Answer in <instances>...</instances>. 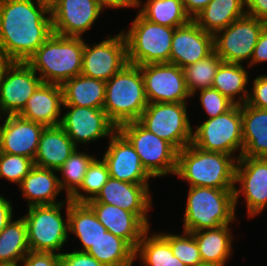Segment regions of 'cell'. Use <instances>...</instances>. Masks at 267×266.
Segmentation results:
<instances>
[{
	"label": "cell",
	"instance_id": "cell-9",
	"mask_svg": "<svg viewBox=\"0 0 267 266\" xmlns=\"http://www.w3.org/2000/svg\"><path fill=\"white\" fill-rule=\"evenodd\" d=\"M192 144L201 150L235 156L243 152L241 105L234 104L228 111L210 118L195 127Z\"/></svg>",
	"mask_w": 267,
	"mask_h": 266
},
{
	"label": "cell",
	"instance_id": "cell-50",
	"mask_svg": "<svg viewBox=\"0 0 267 266\" xmlns=\"http://www.w3.org/2000/svg\"><path fill=\"white\" fill-rule=\"evenodd\" d=\"M13 61L8 57L5 50L0 46V78L4 75L7 67L12 63Z\"/></svg>",
	"mask_w": 267,
	"mask_h": 266
},
{
	"label": "cell",
	"instance_id": "cell-24",
	"mask_svg": "<svg viewBox=\"0 0 267 266\" xmlns=\"http://www.w3.org/2000/svg\"><path fill=\"white\" fill-rule=\"evenodd\" d=\"M78 147L60 126L44 128L34 158V165L58 171Z\"/></svg>",
	"mask_w": 267,
	"mask_h": 266
},
{
	"label": "cell",
	"instance_id": "cell-46",
	"mask_svg": "<svg viewBox=\"0 0 267 266\" xmlns=\"http://www.w3.org/2000/svg\"><path fill=\"white\" fill-rule=\"evenodd\" d=\"M246 14L267 22V0H244Z\"/></svg>",
	"mask_w": 267,
	"mask_h": 266
},
{
	"label": "cell",
	"instance_id": "cell-18",
	"mask_svg": "<svg viewBox=\"0 0 267 266\" xmlns=\"http://www.w3.org/2000/svg\"><path fill=\"white\" fill-rule=\"evenodd\" d=\"M102 159L109 176L133 184H149L153 178L143 167L139 155L130 142L117 130L111 137Z\"/></svg>",
	"mask_w": 267,
	"mask_h": 266
},
{
	"label": "cell",
	"instance_id": "cell-8",
	"mask_svg": "<svg viewBox=\"0 0 267 266\" xmlns=\"http://www.w3.org/2000/svg\"><path fill=\"white\" fill-rule=\"evenodd\" d=\"M117 130L133 146L153 178L175 175L178 150L171 143L148 131L138 121L125 123Z\"/></svg>",
	"mask_w": 267,
	"mask_h": 266
},
{
	"label": "cell",
	"instance_id": "cell-26",
	"mask_svg": "<svg viewBox=\"0 0 267 266\" xmlns=\"http://www.w3.org/2000/svg\"><path fill=\"white\" fill-rule=\"evenodd\" d=\"M243 152L241 157L267 158V109L241 105Z\"/></svg>",
	"mask_w": 267,
	"mask_h": 266
},
{
	"label": "cell",
	"instance_id": "cell-42",
	"mask_svg": "<svg viewBox=\"0 0 267 266\" xmlns=\"http://www.w3.org/2000/svg\"><path fill=\"white\" fill-rule=\"evenodd\" d=\"M246 103L255 108L267 109V74L259 75L253 80Z\"/></svg>",
	"mask_w": 267,
	"mask_h": 266
},
{
	"label": "cell",
	"instance_id": "cell-49",
	"mask_svg": "<svg viewBox=\"0 0 267 266\" xmlns=\"http://www.w3.org/2000/svg\"><path fill=\"white\" fill-rule=\"evenodd\" d=\"M103 9L135 8V0H96Z\"/></svg>",
	"mask_w": 267,
	"mask_h": 266
},
{
	"label": "cell",
	"instance_id": "cell-28",
	"mask_svg": "<svg viewBox=\"0 0 267 266\" xmlns=\"http://www.w3.org/2000/svg\"><path fill=\"white\" fill-rule=\"evenodd\" d=\"M61 87L63 105L103 109L105 81L80 74L65 81Z\"/></svg>",
	"mask_w": 267,
	"mask_h": 266
},
{
	"label": "cell",
	"instance_id": "cell-29",
	"mask_svg": "<svg viewBox=\"0 0 267 266\" xmlns=\"http://www.w3.org/2000/svg\"><path fill=\"white\" fill-rule=\"evenodd\" d=\"M68 229L80 240L79 250L86 252L107 229L98 221L93 209L87 203L74 202L69 199Z\"/></svg>",
	"mask_w": 267,
	"mask_h": 266
},
{
	"label": "cell",
	"instance_id": "cell-38",
	"mask_svg": "<svg viewBox=\"0 0 267 266\" xmlns=\"http://www.w3.org/2000/svg\"><path fill=\"white\" fill-rule=\"evenodd\" d=\"M150 229L143 235L135 249V259L140 258L144 266H167L168 242L159 234L151 233Z\"/></svg>",
	"mask_w": 267,
	"mask_h": 266
},
{
	"label": "cell",
	"instance_id": "cell-13",
	"mask_svg": "<svg viewBox=\"0 0 267 266\" xmlns=\"http://www.w3.org/2000/svg\"><path fill=\"white\" fill-rule=\"evenodd\" d=\"M148 103L187 102L191 95L186 87L184 71L172 63L139 66Z\"/></svg>",
	"mask_w": 267,
	"mask_h": 266
},
{
	"label": "cell",
	"instance_id": "cell-15",
	"mask_svg": "<svg viewBox=\"0 0 267 266\" xmlns=\"http://www.w3.org/2000/svg\"><path fill=\"white\" fill-rule=\"evenodd\" d=\"M41 83L27 62L13 61L0 78V116L18 115Z\"/></svg>",
	"mask_w": 267,
	"mask_h": 266
},
{
	"label": "cell",
	"instance_id": "cell-17",
	"mask_svg": "<svg viewBox=\"0 0 267 266\" xmlns=\"http://www.w3.org/2000/svg\"><path fill=\"white\" fill-rule=\"evenodd\" d=\"M102 10L96 0H58L50 10L53 33L83 37Z\"/></svg>",
	"mask_w": 267,
	"mask_h": 266
},
{
	"label": "cell",
	"instance_id": "cell-51",
	"mask_svg": "<svg viewBox=\"0 0 267 266\" xmlns=\"http://www.w3.org/2000/svg\"><path fill=\"white\" fill-rule=\"evenodd\" d=\"M167 266H185L176 256L173 255L170 244L168 243V263Z\"/></svg>",
	"mask_w": 267,
	"mask_h": 266
},
{
	"label": "cell",
	"instance_id": "cell-16",
	"mask_svg": "<svg viewBox=\"0 0 267 266\" xmlns=\"http://www.w3.org/2000/svg\"><path fill=\"white\" fill-rule=\"evenodd\" d=\"M62 107L67 111L62 116L60 126L77 147L106 136L111 137L117 131L103 109L72 105Z\"/></svg>",
	"mask_w": 267,
	"mask_h": 266
},
{
	"label": "cell",
	"instance_id": "cell-34",
	"mask_svg": "<svg viewBox=\"0 0 267 266\" xmlns=\"http://www.w3.org/2000/svg\"><path fill=\"white\" fill-rule=\"evenodd\" d=\"M135 0L139 13L150 22L176 28L183 26L192 19L187 14L182 0Z\"/></svg>",
	"mask_w": 267,
	"mask_h": 266
},
{
	"label": "cell",
	"instance_id": "cell-2",
	"mask_svg": "<svg viewBox=\"0 0 267 266\" xmlns=\"http://www.w3.org/2000/svg\"><path fill=\"white\" fill-rule=\"evenodd\" d=\"M238 156L201 150L192 143L178 151L175 176L190 187L234 189Z\"/></svg>",
	"mask_w": 267,
	"mask_h": 266
},
{
	"label": "cell",
	"instance_id": "cell-36",
	"mask_svg": "<svg viewBox=\"0 0 267 266\" xmlns=\"http://www.w3.org/2000/svg\"><path fill=\"white\" fill-rule=\"evenodd\" d=\"M222 62L223 60L213 52L205 59L183 68L186 87L191 97L199 90L212 88L217 69Z\"/></svg>",
	"mask_w": 267,
	"mask_h": 266
},
{
	"label": "cell",
	"instance_id": "cell-11",
	"mask_svg": "<svg viewBox=\"0 0 267 266\" xmlns=\"http://www.w3.org/2000/svg\"><path fill=\"white\" fill-rule=\"evenodd\" d=\"M266 24L264 20L244 15L213 35L214 52L223 62L242 64L249 60V65L254 47Z\"/></svg>",
	"mask_w": 267,
	"mask_h": 266
},
{
	"label": "cell",
	"instance_id": "cell-4",
	"mask_svg": "<svg viewBox=\"0 0 267 266\" xmlns=\"http://www.w3.org/2000/svg\"><path fill=\"white\" fill-rule=\"evenodd\" d=\"M147 104L144 81L138 65L128 63L106 81L103 110L117 128L138 121Z\"/></svg>",
	"mask_w": 267,
	"mask_h": 266
},
{
	"label": "cell",
	"instance_id": "cell-7",
	"mask_svg": "<svg viewBox=\"0 0 267 266\" xmlns=\"http://www.w3.org/2000/svg\"><path fill=\"white\" fill-rule=\"evenodd\" d=\"M65 199V202L58 204L31 206L27 208L28 214L22 217L25 219L27 225L30 251L51 252L61 255V249L69 238V198ZM64 205H66L65 220L61 214V209Z\"/></svg>",
	"mask_w": 267,
	"mask_h": 266
},
{
	"label": "cell",
	"instance_id": "cell-45",
	"mask_svg": "<svg viewBox=\"0 0 267 266\" xmlns=\"http://www.w3.org/2000/svg\"><path fill=\"white\" fill-rule=\"evenodd\" d=\"M267 62V24L262 29L248 67Z\"/></svg>",
	"mask_w": 267,
	"mask_h": 266
},
{
	"label": "cell",
	"instance_id": "cell-32",
	"mask_svg": "<svg viewBox=\"0 0 267 266\" xmlns=\"http://www.w3.org/2000/svg\"><path fill=\"white\" fill-rule=\"evenodd\" d=\"M29 251L25 219L12 218L0 232V266H18Z\"/></svg>",
	"mask_w": 267,
	"mask_h": 266
},
{
	"label": "cell",
	"instance_id": "cell-37",
	"mask_svg": "<svg viewBox=\"0 0 267 266\" xmlns=\"http://www.w3.org/2000/svg\"><path fill=\"white\" fill-rule=\"evenodd\" d=\"M109 177L105 161L96 157L90 164L80 188L69 199L74 202L87 203L97 196Z\"/></svg>",
	"mask_w": 267,
	"mask_h": 266
},
{
	"label": "cell",
	"instance_id": "cell-41",
	"mask_svg": "<svg viewBox=\"0 0 267 266\" xmlns=\"http://www.w3.org/2000/svg\"><path fill=\"white\" fill-rule=\"evenodd\" d=\"M199 100L202 108L208 115V119L219 116L228 111L234 103L217 89L207 88L199 90Z\"/></svg>",
	"mask_w": 267,
	"mask_h": 266
},
{
	"label": "cell",
	"instance_id": "cell-22",
	"mask_svg": "<svg viewBox=\"0 0 267 266\" xmlns=\"http://www.w3.org/2000/svg\"><path fill=\"white\" fill-rule=\"evenodd\" d=\"M87 204L107 231L126 240L134 249L150 229L137 215L118 206L97 201H88Z\"/></svg>",
	"mask_w": 267,
	"mask_h": 266
},
{
	"label": "cell",
	"instance_id": "cell-10",
	"mask_svg": "<svg viewBox=\"0 0 267 266\" xmlns=\"http://www.w3.org/2000/svg\"><path fill=\"white\" fill-rule=\"evenodd\" d=\"M186 103H148L138 122L180 151L191 144L193 138Z\"/></svg>",
	"mask_w": 267,
	"mask_h": 266
},
{
	"label": "cell",
	"instance_id": "cell-31",
	"mask_svg": "<svg viewBox=\"0 0 267 266\" xmlns=\"http://www.w3.org/2000/svg\"><path fill=\"white\" fill-rule=\"evenodd\" d=\"M246 70L243 64L222 62L217 69L212 88L234 104H245L249 95V89L246 88L249 85V74Z\"/></svg>",
	"mask_w": 267,
	"mask_h": 266
},
{
	"label": "cell",
	"instance_id": "cell-21",
	"mask_svg": "<svg viewBox=\"0 0 267 266\" xmlns=\"http://www.w3.org/2000/svg\"><path fill=\"white\" fill-rule=\"evenodd\" d=\"M5 118V119H4ZM0 152L35 158L41 134L46 126L19 115L1 116Z\"/></svg>",
	"mask_w": 267,
	"mask_h": 266
},
{
	"label": "cell",
	"instance_id": "cell-5",
	"mask_svg": "<svg viewBox=\"0 0 267 266\" xmlns=\"http://www.w3.org/2000/svg\"><path fill=\"white\" fill-rule=\"evenodd\" d=\"M187 195L183 231L214 229L236 221L234 189L189 186Z\"/></svg>",
	"mask_w": 267,
	"mask_h": 266
},
{
	"label": "cell",
	"instance_id": "cell-14",
	"mask_svg": "<svg viewBox=\"0 0 267 266\" xmlns=\"http://www.w3.org/2000/svg\"><path fill=\"white\" fill-rule=\"evenodd\" d=\"M127 61V43L122 31L93 45L85 42L81 74L108 81Z\"/></svg>",
	"mask_w": 267,
	"mask_h": 266
},
{
	"label": "cell",
	"instance_id": "cell-25",
	"mask_svg": "<svg viewBox=\"0 0 267 266\" xmlns=\"http://www.w3.org/2000/svg\"><path fill=\"white\" fill-rule=\"evenodd\" d=\"M56 170L34 166L23 178L19 185L23 198L27 200L28 207L53 205L64 201L57 200L61 191Z\"/></svg>",
	"mask_w": 267,
	"mask_h": 266
},
{
	"label": "cell",
	"instance_id": "cell-3",
	"mask_svg": "<svg viewBox=\"0 0 267 266\" xmlns=\"http://www.w3.org/2000/svg\"><path fill=\"white\" fill-rule=\"evenodd\" d=\"M83 37L61 36L55 33L27 60L42 82L62 85L81 74Z\"/></svg>",
	"mask_w": 267,
	"mask_h": 266
},
{
	"label": "cell",
	"instance_id": "cell-44",
	"mask_svg": "<svg viewBox=\"0 0 267 266\" xmlns=\"http://www.w3.org/2000/svg\"><path fill=\"white\" fill-rule=\"evenodd\" d=\"M62 266H105L98 262L87 252L73 250V252H62L60 255Z\"/></svg>",
	"mask_w": 267,
	"mask_h": 266
},
{
	"label": "cell",
	"instance_id": "cell-23",
	"mask_svg": "<svg viewBox=\"0 0 267 266\" xmlns=\"http://www.w3.org/2000/svg\"><path fill=\"white\" fill-rule=\"evenodd\" d=\"M62 106L63 90L61 85L42 82L18 115L46 127L57 126L62 120Z\"/></svg>",
	"mask_w": 267,
	"mask_h": 266
},
{
	"label": "cell",
	"instance_id": "cell-35",
	"mask_svg": "<svg viewBox=\"0 0 267 266\" xmlns=\"http://www.w3.org/2000/svg\"><path fill=\"white\" fill-rule=\"evenodd\" d=\"M95 158L77 148L57 171L62 175L58 178L61 189L66 192V198H70L80 188L84 176Z\"/></svg>",
	"mask_w": 267,
	"mask_h": 266
},
{
	"label": "cell",
	"instance_id": "cell-48",
	"mask_svg": "<svg viewBox=\"0 0 267 266\" xmlns=\"http://www.w3.org/2000/svg\"><path fill=\"white\" fill-rule=\"evenodd\" d=\"M212 0H182L184 8L193 20Z\"/></svg>",
	"mask_w": 267,
	"mask_h": 266
},
{
	"label": "cell",
	"instance_id": "cell-47",
	"mask_svg": "<svg viewBox=\"0 0 267 266\" xmlns=\"http://www.w3.org/2000/svg\"><path fill=\"white\" fill-rule=\"evenodd\" d=\"M12 206L11 201L0 195V232L13 218L14 209Z\"/></svg>",
	"mask_w": 267,
	"mask_h": 266
},
{
	"label": "cell",
	"instance_id": "cell-12",
	"mask_svg": "<svg viewBox=\"0 0 267 266\" xmlns=\"http://www.w3.org/2000/svg\"><path fill=\"white\" fill-rule=\"evenodd\" d=\"M241 194L246 203L248 218L256 217L267 208V158L240 157L237 160L234 186L235 210Z\"/></svg>",
	"mask_w": 267,
	"mask_h": 266
},
{
	"label": "cell",
	"instance_id": "cell-30",
	"mask_svg": "<svg viewBox=\"0 0 267 266\" xmlns=\"http://www.w3.org/2000/svg\"><path fill=\"white\" fill-rule=\"evenodd\" d=\"M244 15V0H212L193 20L202 30L214 35Z\"/></svg>",
	"mask_w": 267,
	"mask_h": 266
},
{
	"label": "cell",
	"instance_id": "cell-33",
	"mask_svg": "<svg viewBox=\"0 0 267 266\" xmlns=\"http://www.w3.org/2000/svg\"><path fill=\"white\" fill-rule=\"evenodd\" d=\"M105 266H132L135 249L124 239L106 231L86 251Z\"/></svg>",
	"mask_w": 267,
	"mask_h": 266
},
{
	"label": "cell",
	"instance_id": "cell-40",
	"mask_svg": "<svg viewBox=\"0 0 267 266\" xmlns=\"http://www.w3.org/2000/svg\"><path fill=\"white\" fill-rule=\"evenodd\" d=\"M34 160L21 155L0 152V178L20 185L34 167Z\"/></svg>",
	"mask_w": 267,
	"mask_h": 266
},
{
	"label": "cell",
	"instance_id": "cell-39",
	"mask_svg": "<svg viewBox=\"0 0 267 266\" xmlns=\"http://www.w3.org/2000/svg\"><path fill=\"white\" fill-rule=\"evenodd\" d=\"M182 233L181 235L170 232L159 234L170 244L173 255L185 266H203L195 237L191 232L183 231Z\"/></svg>",
	"mask_w": 267,
	"mask_h": 266
},
{
	"label": "cell",
	"instance_id": "cell-6",
	"mask_svg": "<svg viewBox=\"0 0 267 266\" xmlns=\"http://www.w3.org/2000/svg\"><path fill=\"white\" fill-rule=\"evenodd\" d=\"M128 31L122 30L127 43V61L133 65L170 63L175 28L156 24L139 12Z\"/></svg>",
	"mask_w": 267,
	"mask_h": 266
},
{
	"label": "cell",
	"instance_id": "cell-1",
	"mask_svg": "<svg viewBox=\"0 0 267 266\" xmlns=\"http://www.w3.org/2000/svg\"><path fill=\"white\" fill-rule=\"evenodd\" d=\"M52 33L46 6L34 0H0V46L12 61L27 62Z\"/></svg>",
	"mask_w": 267,
	"mask_h": 266
},
{
	"label": "cell",
	"instance_id": "cell-43",
	"mask_svg": "<svg viewBox=\"0 0 267 266\" xmlns=\"http://www.w3.org/2000/svg\"><path fill=\"white\" fill-rule=\"evenodd\" d=\"M18 266H62L59 254L29 251Z\"/></svg>",
	"mask_w": 267,
	"mask_h": 266
},
{
	"label": "cell",
	"instance_id": "cell-19",
	"mask_svg": "<svg viewBox=\"0 0 267 266\" xmlns=\"http://www.w3.org/2000/svg\"><path fill=\"white\" fill-rule=\"evenodd\" d=\"M149 184H133L109 177L97 196V201L118 206L137 215L149 228L148 213L152 207Z\"/></svg>",
	"mask_w": 267,
	"mask_h": 266
},
{
	"label": "cell",
	"instance_id": "cell-52",
	"mask_svg": "<svg viewBox=\"0 0 267 266\" xmlns=\"http://www.w3.org/2000/svg\"><path fill=\"white\" fill-rule=\"evenodd\" d=\"M38 4L46 6L49 10L58 2V0H35Z\"/></svg>",
	"mask_w": 267,
	"mask_h": 266
},
{
	"label": "cell",
	"instance_id": "cell-27",
	"mask_svg": "<svg viewBox=\"0 0 267 266\" xmlns=\"http://www.w3.org/2000/svg\"><path fill=\"white\" fill-rule=\"evenodd\" d=\"M231 224L192 232L204 266H225L233 253Z\"/></svg>",
	"mask_w": 267,
	"mask_h": 266
},
{
	"label": "cell",
	"instance_id": "cell-20",
	"mask_svg": "<svg viewBox=\"0 0 267 266\" xmlns=\"http://www.w3.org/2000/svg\"><path fill=\"white\" fill-rule=\"evenodd\" d=\"M213 52V34L202 30L194 20L175 28L171 42L170 63L183 69L205 59Z\"/></svg>",
	"mask_w": 267,
	"mask_h": 266
}]
</instances>
